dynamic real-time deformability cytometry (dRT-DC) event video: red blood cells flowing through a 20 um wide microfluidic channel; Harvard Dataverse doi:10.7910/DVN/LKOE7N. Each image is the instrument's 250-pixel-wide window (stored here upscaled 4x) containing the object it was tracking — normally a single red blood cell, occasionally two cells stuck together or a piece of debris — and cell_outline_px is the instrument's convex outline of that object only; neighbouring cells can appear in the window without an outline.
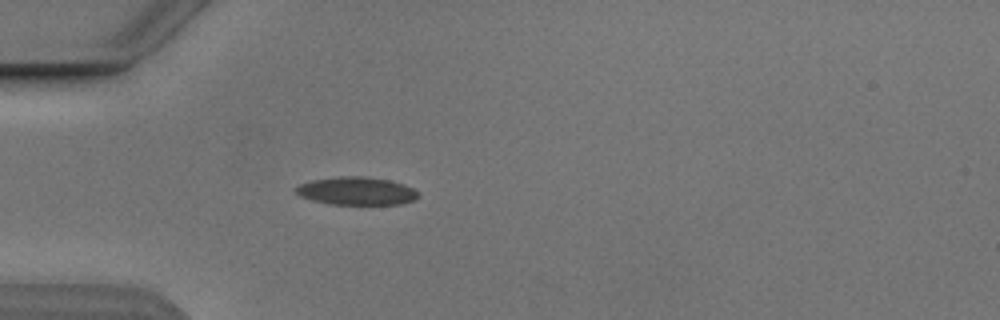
{"species": "Egyptian fruit bat (a non-hibernating species)", "species_latin": "Rousettus aegyptiacus", "temperature_condition": "cold", "stored_images_in_passage": 1, "camera_frame_rate_fps": 3000, "um_per_image_px": 0.085, "animal": {"sex": "male"}, "frame": {"image": 1, "passage_image": 1, "time_ms": 0.0, "image_size_px": [1000, 320], "cell_outline_px": [[420, 196], [412, 200], [400, 204], [332, 204], [312, 200], [300, 196], [296, 192], [296, 188], [300, 184], [312, 180], [340, 176], [364, 176], [388, 180], [404, 184], [420, 192]], "centroid_in_image_um": [30.33, 16.23], "position_along_channel_um": 54.7, "area_um2": 19.83}}